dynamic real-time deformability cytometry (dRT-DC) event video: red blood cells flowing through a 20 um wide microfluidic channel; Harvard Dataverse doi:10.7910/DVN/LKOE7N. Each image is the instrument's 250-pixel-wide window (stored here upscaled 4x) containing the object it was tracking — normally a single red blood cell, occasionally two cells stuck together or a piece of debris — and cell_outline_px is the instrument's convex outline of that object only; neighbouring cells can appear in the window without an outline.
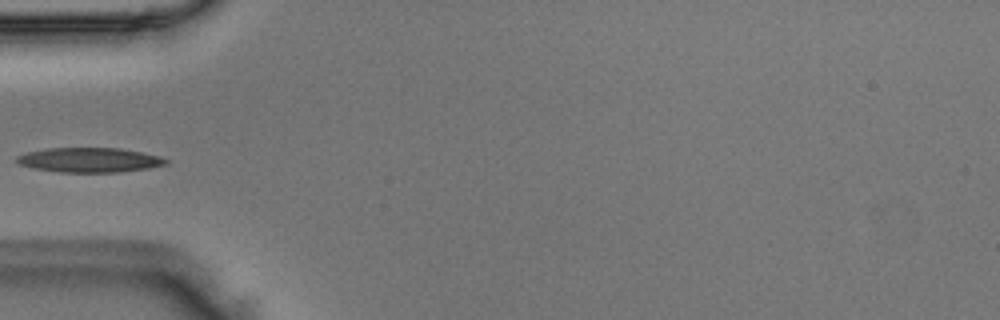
{"species": "Egyptian fruit bat (a non-hibernating species)", "species_latin": "Rousettus aegyptiacus", "temperature_condition": "room temperature", "stored_images_in_passage": 35, "camera_frame_rate_fps": 3000, "um_per_image_px": 0.085, "animal": {"sex": "male"}, "frame": {"image": 1, "passage_image": 1, "time_ms": 0.0, "image_size_px": [1000, 320], "cell_outline_px": [[168, 164], [148, 168], [120, 172], [60, 172], [36, 168], [20, 164], [16, 160], [16, 156], [24, 152], [48, 148], [120, 148], [160, 156], [168, 160]], "centroid_in_image_um": [7.61, 13.59], "position_along_channel_um": 77.4, "area_um2": 21.33}}
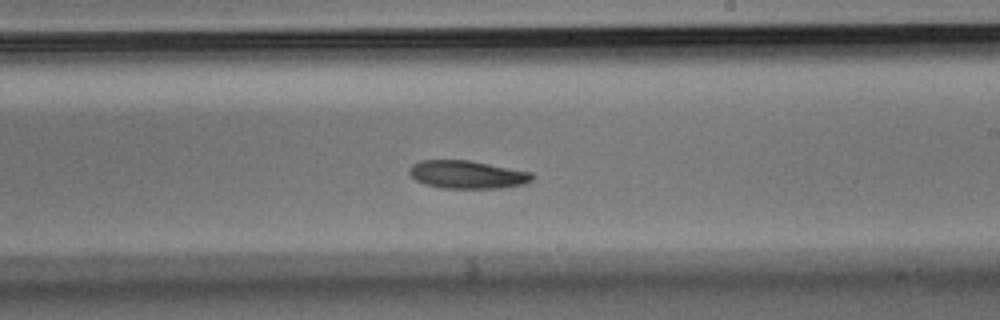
{"frame": {"image": 2, "passage_image": 14, "time_ms": 4.333, "image_size_px": [1000, 320], "cell_outline_px": [[536, 176], [532, 180], [524, 184], [500, 188], [440, 188], [424, 184], [416, 180], [408, 172], [408, 168], [412, 164], [420, 160], [468, 160], [532, 172]], "centroid_in_image_um": [39.71, 14.84], "position_along_channel_um": 249.3, "area_um2": 20.17}}
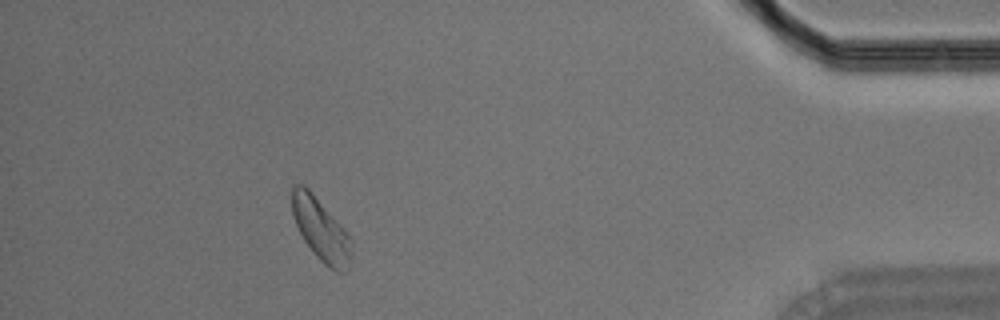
{"frame": {"image": 3, "passage_image": 30, "time_ms": 9.667, "image_size_px": [1000, 320], "cell_outline_px": [[352, 260], [348, 268], [344, 272], [336, 272], [328, 268], [316, 256], [304, 240], [296, 224], [292, 212], [292, 188], [296, 184], [304, 184], [308, 188], [348, 236], [352, 244]], "centroid_in_image_um": [27.27, 19.58], "position_along_channel_um": 407.9, "area_um2": 21.1}}